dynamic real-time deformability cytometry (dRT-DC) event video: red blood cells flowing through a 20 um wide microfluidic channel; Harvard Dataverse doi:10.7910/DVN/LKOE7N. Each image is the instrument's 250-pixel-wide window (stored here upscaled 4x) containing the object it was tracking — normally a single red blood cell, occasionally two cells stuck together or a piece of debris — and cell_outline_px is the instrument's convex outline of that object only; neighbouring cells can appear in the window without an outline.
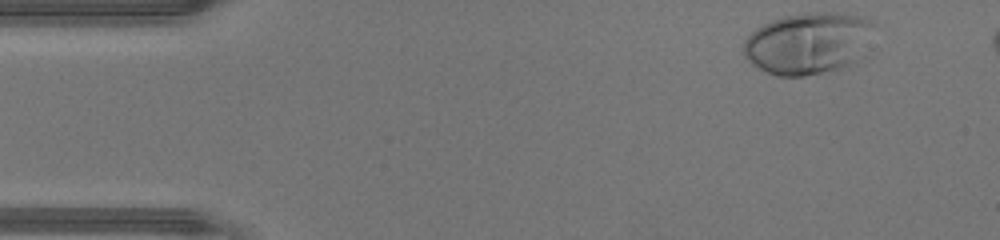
{"species": "human", "species_latin": "Homo sapiens", "temperature_condition": "warm", "stored_images_in_passage": 35, "camera_frame_rate_fps": 3000, "um_per_image_px": 0.085, "donor": {"sex": "male"}, "frame": {"image": 1, "passage_image": 1, "time_ms": 0.0, "image_size_px": [1000, 240], "cell_outline_px": [[872, 24], [852, 60], [848, 64], [836, 68], [804, 76], [776, 76], [752, 64], [744, 56], [744, 40], [756, 28], [772, 20], [784, 16], [812, 12], [836, 12], [856, 16], [872, 20]], "centroid_in_image_um": [68.52, 3.65], "position_along_channel_um": 16.5, "area_um2": 44.91}}
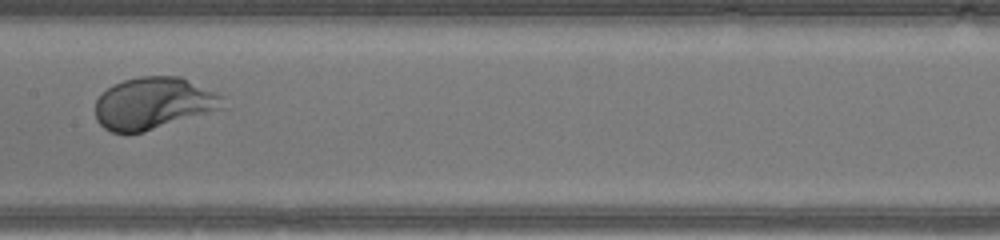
{"frame": {"image": 2, "passage_image": 19, "time_ms": 6.0, "image_size_px": [1000, 240], "cell_outline_px": [[228, 108], [144, 132], [112, 132], [104, 128], [96, 120], [96, 100], [112, 84], [124, 80], [140, 76], [180, 76], [216, 92], [224, 96]], "centroid_in_image_um": [13.12, 8.78], "position_along_channel_um": 194.3, "area_um2": 39.07}}
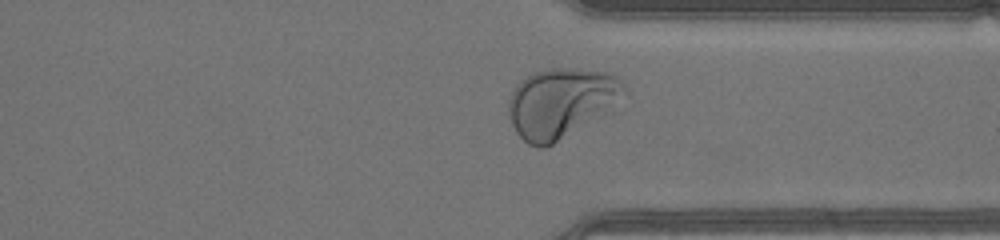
{"frame": {"image": 3, "passage_image": 30, "time_ms": 9.667, "image_size_px": [1000, 240], "cell_outline_px": [[628, 92], [552, 144], [544, 148], [540, 148], [528, 144], [516, 132], [512, 124], [508, 112], [508, 100], [512, 92], [520, 80], [536, 72], [552, 68], [572, 68], [612, 72], [620, 76], [628, 88]], "centroid_in_image_um": [47.63, 8.67], "position_along_channel_um": 363.8, "area_um2": 45.55}}